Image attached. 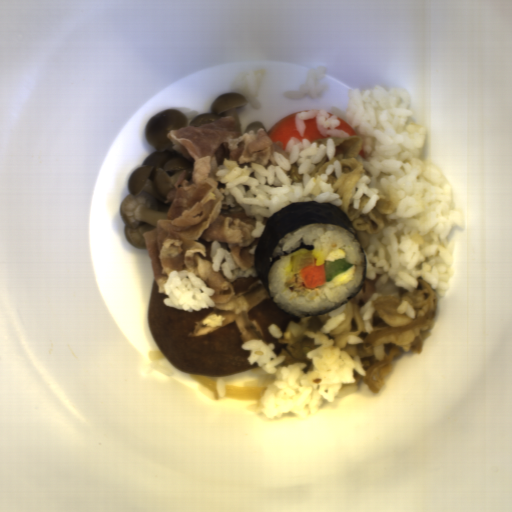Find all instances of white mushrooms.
<instances>
[{
  "label": "white mushrooms",
  "instance_id": "1e6be865",
  "mask_svg": "<svg viewBox=\"0 0 512 512\" xmlns=\"http://www.w3.org/2000/svg\"><path fill=\"white\" fill-rule=\"evenodd\" d=\"M245 104L247 99L241 93H220L209 112L194 116L190 122L179 110L170 109H162L147 120L144 136L156 151L130 172L128 193L123 196L119 208L124 234L131 246L147 248L146 234L155 229L159 220H167V196L179 176L185 171V180L192 179L194 162L175 150L167 133L179 127L215 121L226 115L234 118V128L241 136L265 127L262 122L251 121L242 131L239 110Z\"/></svg>",
  "mask_w": 512,
  "mask_h": 512
}]
</instances>
